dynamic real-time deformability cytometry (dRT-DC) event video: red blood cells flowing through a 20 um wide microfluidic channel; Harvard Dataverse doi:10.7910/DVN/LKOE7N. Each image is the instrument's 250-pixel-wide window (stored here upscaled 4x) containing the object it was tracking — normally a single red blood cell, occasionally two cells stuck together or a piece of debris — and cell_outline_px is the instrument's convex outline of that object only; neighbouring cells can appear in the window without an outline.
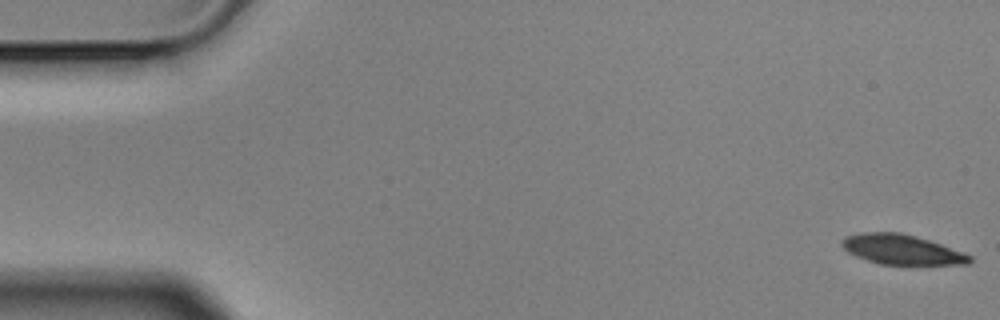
{"species": "Egyptian fruit bat (a non-hibernating species)", "species_latin": "Rousettus aegyptiacus", "temperature_condition": "cold", "stored_images_in_passage": 5, "camera_frame_rate_fps": 3000, "um_per_image_px": 0.085, "animal": {"sex": "male"}, "frame": {"image": 1, "passage_image": 1, "time_ms": 0.0, "image_size_px": [1000, 320], "cell_outline_px": [[972, 260], [968, 264], [916, 268], [904, 268], [880, 264], [856, 256], [848, 252], [840, 244], [844, 236], [860, 232], [900, 232], [916, 236], [964, 252], [972, 256]], "centroid_in_image_um": [76.71, 21.28], "position_along_channel_um": 8.3, "area_um2": 23.58}}
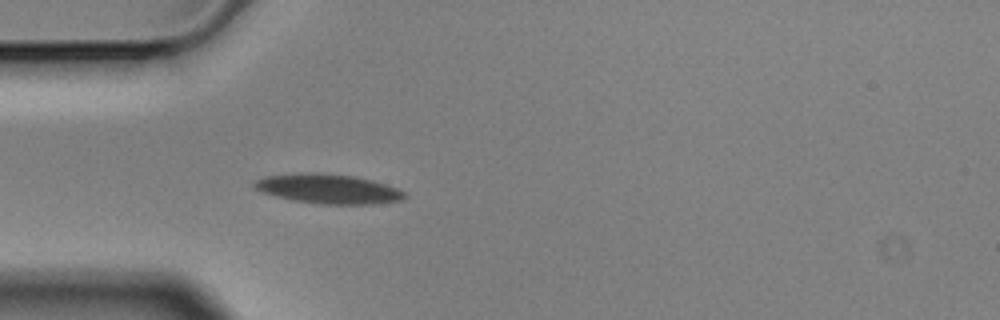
{"frame": {"image": 2, "passage_image": 5, "time_ms": 1.333, "image_size_px": [1000, 320], "cell_outline_px": [[408, 196], [400, 200], [372, 204], [320, 204], [292, 200], [260, 192], [252, 184], [252, 180], [268, 176], [312, 172], [320, 172], [352, 176], [372, 180], [396, 188], [404, 192]], "centroid_in_image_um": [27.86, 16.05], "position_along_channel_um": 57.1, "area_um2": 25.72}}